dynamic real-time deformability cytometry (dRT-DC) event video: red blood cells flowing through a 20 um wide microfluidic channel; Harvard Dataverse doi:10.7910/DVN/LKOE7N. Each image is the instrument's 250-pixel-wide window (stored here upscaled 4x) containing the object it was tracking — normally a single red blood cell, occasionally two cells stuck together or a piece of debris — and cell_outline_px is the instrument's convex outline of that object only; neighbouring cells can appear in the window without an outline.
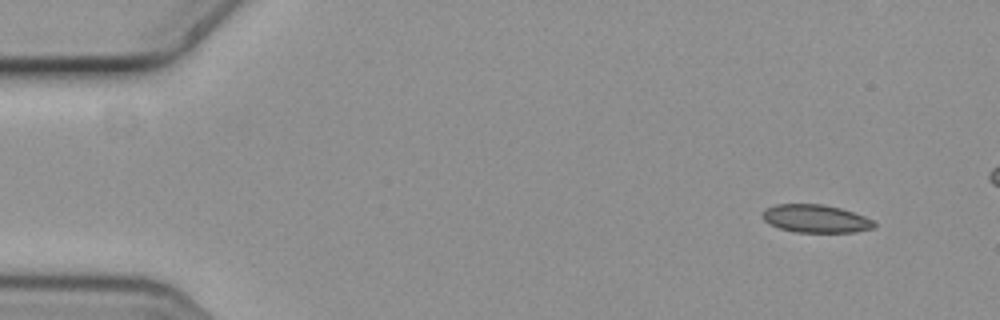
{"species": "common noctule bat (a hibernating species)", "species_latin": "Nyctalus noctula", "temperature_condition": "cold", "stored_images_in_passage": 5, "camera_frame_rate_fps": 3000, "um_per_image_px": 0.085, "animal": {"sex": "female", "body_mass_g": 19.3, "forearm_length_mm": 54.1}, "frame": {"image": 1, "passage_image": 1, "time_ms": 0.0, "image_size_px": [1000, 320], "cell_outline_px": [[876, 228], [856, 232], [796, 232], [780, 228], [768, 224], [760, 216], [764, 208], [776, 204], [820, 204], [840, 208], [864, 216], [872, 220], [876, 224]], "centroid_in_image_um": [69.3, 18.59], "position_along_channel_um": 15.7, "area_um2": 18.32}}
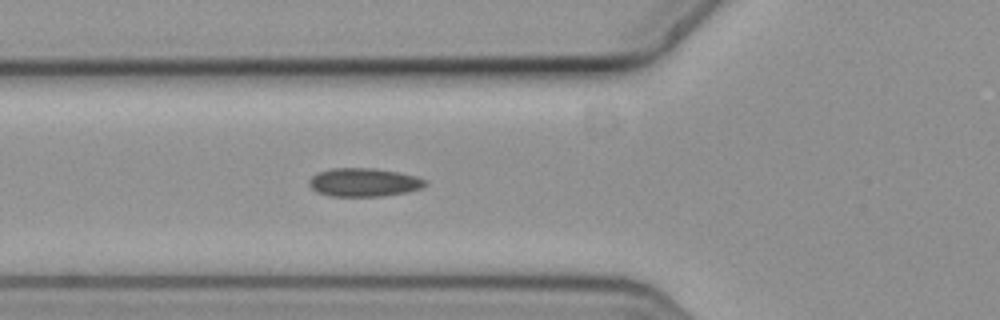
{"frame": {"image": 2, "passage_image": 5, "time_ms": 1.333, "image_size_px": [1000, 320], "cell_outline_px": [[428, 184], [424, 188], [408, 192], [384, 196], [332, 196], [316, 192], [308, 184], [308, 180], [316, 172], [332, 168], [372, 168], [396, 172], [416, 176], [428, 180]], "centroid_in_image_um": [30.95, 15.5], "position_along_channel_um": 94.9, "area_um2": 19.48}}